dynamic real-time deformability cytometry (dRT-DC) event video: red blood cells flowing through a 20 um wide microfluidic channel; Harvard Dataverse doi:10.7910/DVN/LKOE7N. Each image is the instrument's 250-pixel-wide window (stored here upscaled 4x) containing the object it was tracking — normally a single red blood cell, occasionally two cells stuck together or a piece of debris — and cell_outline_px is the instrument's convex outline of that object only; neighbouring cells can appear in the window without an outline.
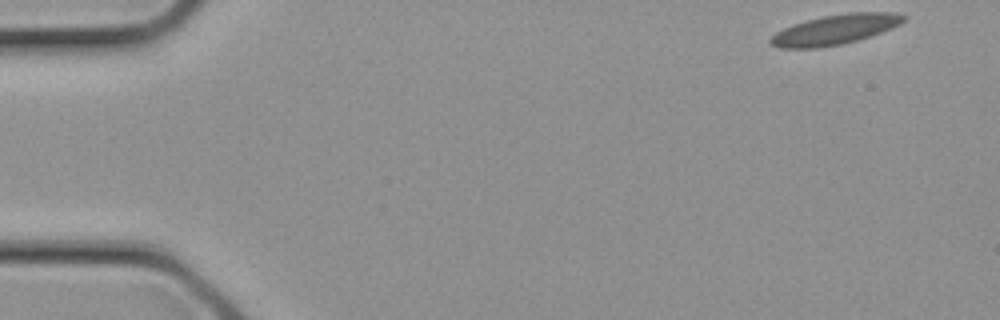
{"species": "common noctule bat (a hibernating species)", "species_latin": "Nyctalus noctula", "temperature_condition": "cold", "stored_images_in_passage": 26, "camera_frame_rate_fps": 3000, "um_per_image_px": 0.085, "animal": {"sex": "female", "body_mass_g": 21.9}, "frame": {"image": 1, "passage_image": 1, "time_ms": 0.0, "image_size_px": [1000, 320], "cell_outline_px": [[904, 20], [900, 24], [880, 32], [844, 44], [816, 48], [780, 48], [768, 44], [768, 40], [776, 32], [784, 28], [808, 20], [824, 16], [848, 12], [896, 12], [904, 16]], "centroid_in_image_um": [70.94, 2.52], "position_along_channel_um": 14.1, "area_um2": 22.89}}
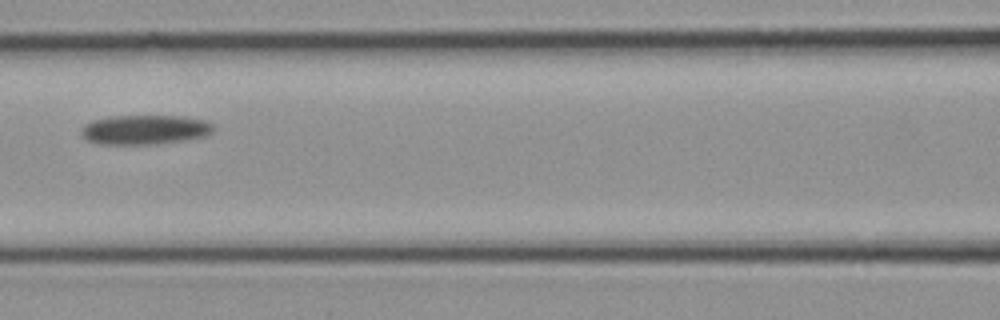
{"frame": {"image": 2, "passage_image": 12, "time_ms": 3.667, "image_size_px": [1000, 320], "cell_outline_px": [[212, 132], [204, 136], [184, 140], [160, 144], [100, 144], [88, 140], [80, 136], [80, 132], [84, 124], [92, 120], [112, 116], [184, 116], [204, 120], [212, 124]], "centroid_in_image_um": [12.27, 11.02], "position_along_channel_um": 154.3, "area_um2": 22.77}}
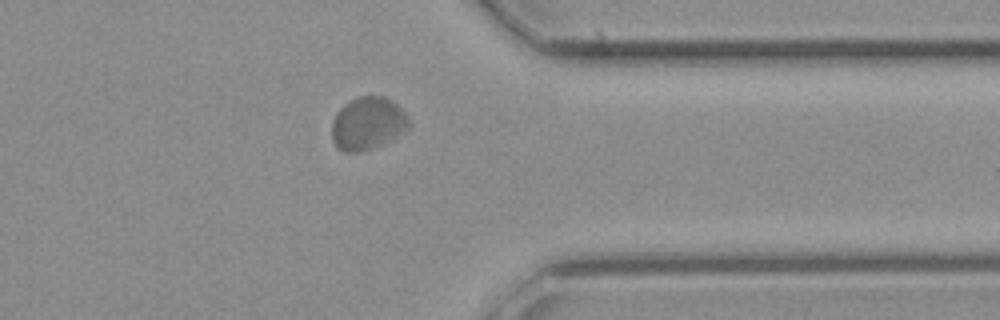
{"frame": {"image": 3, "passage_image": 22, "time_ms": 7.0, "image_size_px": [1000, 320], "cell_outline_px": [[412, 124], [404, 132], [384, 144], [360, 152], [344, 152], [336, 148], [332, 140], [332, 120], [336, 112], [344, 104], [356, 96], [384, 96], [396, 104], [408, 116]], "centroid_in_image_um": [31.25, 10.5], "position_along_channel_um": 380.2, "area_um2": 24.04}}